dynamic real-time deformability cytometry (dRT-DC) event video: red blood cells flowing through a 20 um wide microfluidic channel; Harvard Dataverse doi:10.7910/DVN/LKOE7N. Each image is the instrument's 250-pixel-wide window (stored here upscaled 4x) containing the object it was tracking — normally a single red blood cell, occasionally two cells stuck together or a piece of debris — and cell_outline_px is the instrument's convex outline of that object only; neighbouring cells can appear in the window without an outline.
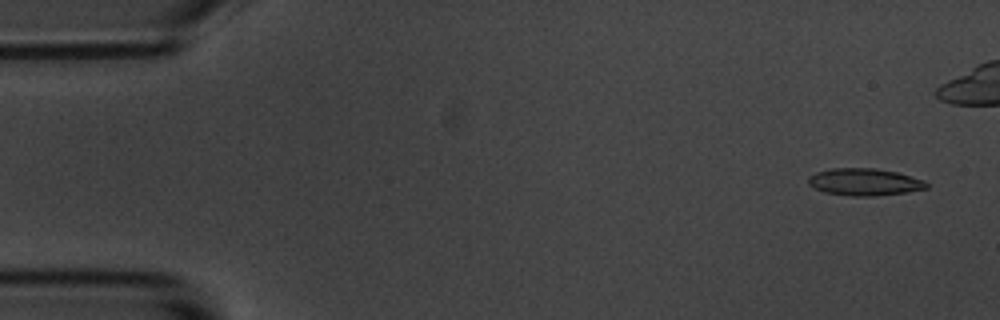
{"species": "common noctule bat (a hibernating species)", "species_latin": "Nyctalus noctula", "temperature_condition": "room temperature", "stored_images_in_passage": 11, "camera_frame_rate_fps": 3000, "um_per_image_px": 0.085, "animal": {"sex": "male", "body_mass_g": 20.1, "forearm_length_mm": 53.5}, "frame": {"image": 1, "passage_image": 1, "time_ms": 0.0, "image_size_px": [1000, 320], "cell_outline_px": [[928, 188], [904, 192], [872, 196], [852, 196], [824, 192], [808, 184], [808, 176], [816, 172], [832, 168], [876, 168], [896, 172], [924, 180], [928, 184]], "centroid_in_image_um": [73.46, 15.46], "position_along_channel_um": 11.5, "area_um2": 18.55}}
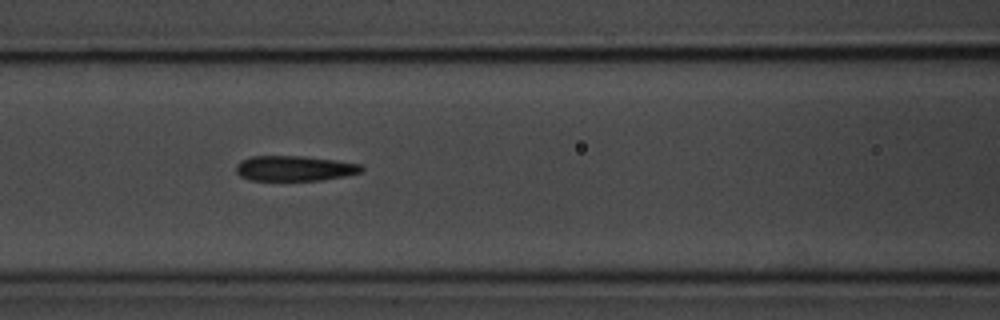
{"frame": {"image": 2, "passage_image": 7, "time_ms": 7.0, "image_size_px": [1000, 320], "cell_outline_px": [[364, 168], [360, 172], [344, 176], [320, 180], [252, 180], [240, 176], [236, 172], [236, 164], [240, 160], [252, 156], [304, 156], [336, 160], [360, 164]], "centroid_in_image_um": [25.0, 14.3], "position_along_channel_um": 141.6, "area_um2": 18.38}}
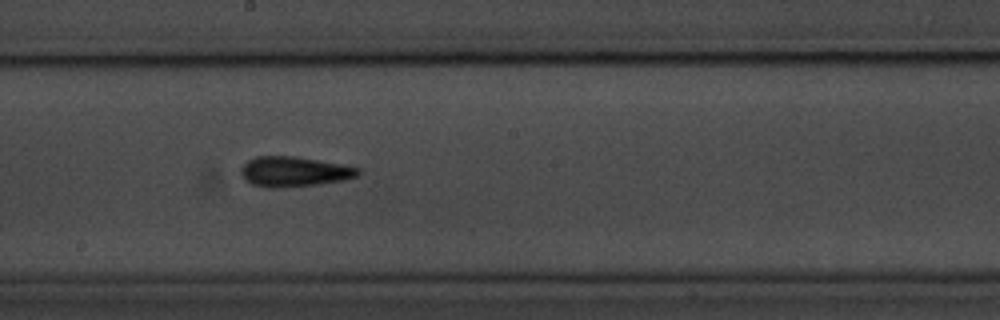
{"frame": {"image": 3, "passage_image": 9, "time_ms": 9.333, "image_size_px": [1000, 320], "cell_outline_px": [[360, 172], [356, 176], [344, 180], [320, 184], [276, 188], [264, 188], [252, 184], [244, 180], [240, 172], [240, 168], [248, 160], [256, 156], [292, 156], [340, 164], [360, 168]], "centroid_in_image_um": [24.95, 14.6], "position_along_channel_um": 223.3, "area_um2": 20.52}}